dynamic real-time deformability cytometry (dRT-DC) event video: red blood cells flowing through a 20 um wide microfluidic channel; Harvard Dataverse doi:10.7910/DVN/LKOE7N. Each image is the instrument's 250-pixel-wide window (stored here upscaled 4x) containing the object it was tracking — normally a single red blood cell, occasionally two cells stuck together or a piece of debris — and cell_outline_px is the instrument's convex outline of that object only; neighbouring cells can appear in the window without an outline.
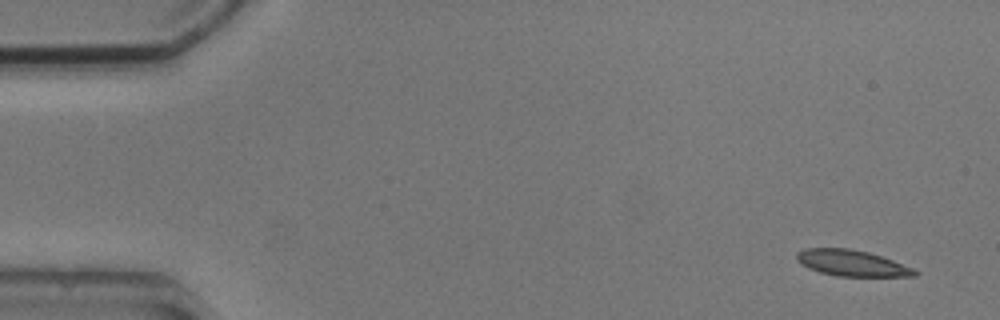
{"species": "common noctule bat (a hibernating species)", "species_latin": "Nyctalus noctula", "temperature_condition": "cold", "stored_images_in_passage": 4, "camera_frame_rate_fps": 3000, "um_per_image_px": 0.085, "animal": {"sex": "male", "body_mass_g": 20.5, "forearm_length_mm": 52.5}, "frame": {"image": 1, "passage_image": 1, "time_ms": 0.0, "image_size_px": [1000, 320], "cell_outline_px": [[920, 272], [916, 276], [836, 276], [820, 272], [808, 268], [796, 256], [796, 252], [804, 248], [848, 248], [868, 252], [892, 260], [912, 268]], "centroid_in_image_um": [72.41, 22.36], "position_along_channel_um": 12.6, "area_um2": 17.69}}